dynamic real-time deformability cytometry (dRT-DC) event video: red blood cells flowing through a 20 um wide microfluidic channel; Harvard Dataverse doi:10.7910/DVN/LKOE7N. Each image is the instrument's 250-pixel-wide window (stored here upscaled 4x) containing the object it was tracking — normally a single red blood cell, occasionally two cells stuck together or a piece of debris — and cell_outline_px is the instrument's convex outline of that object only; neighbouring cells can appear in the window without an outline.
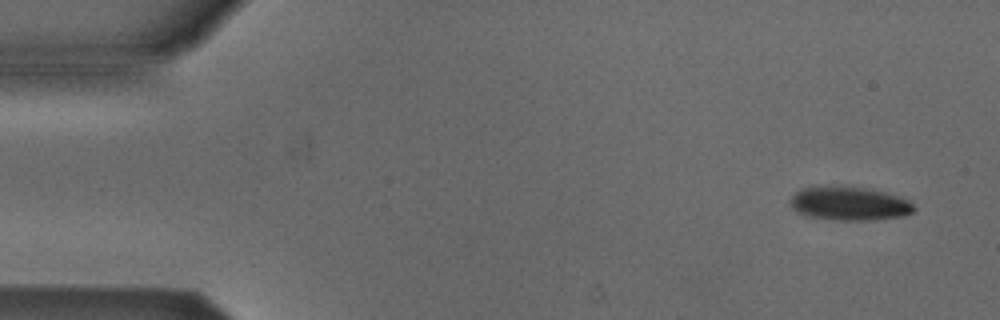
{"species": "Egyptian fruit bat (a non-hibernating species)", "species_latin": "Rousettus aegyptiacus", "temperature_condition": "cold", "stored_images_in_passage": 6, "camera_frame_rate_fps": 3000, "um_per_image_px": 0.085, "animal": {"sex": "male"}, "frame": {"image": 1, "passage_image": 1, "time_ms": 0.0, "image_size_px": [1000, 320], "cell_outline_px": [[916, 208], [912, 212], [904, 216], [876, 220], [836, 220], [812, 216], [800, 212], [792, 208], [792, 196], [800, 188], [828, 184], [872, 188], [908, 200]], "centroid_in_image_um": [72.21, 17.27], "position_along_channel_um": 12.8, "area_um2": 24.51}}
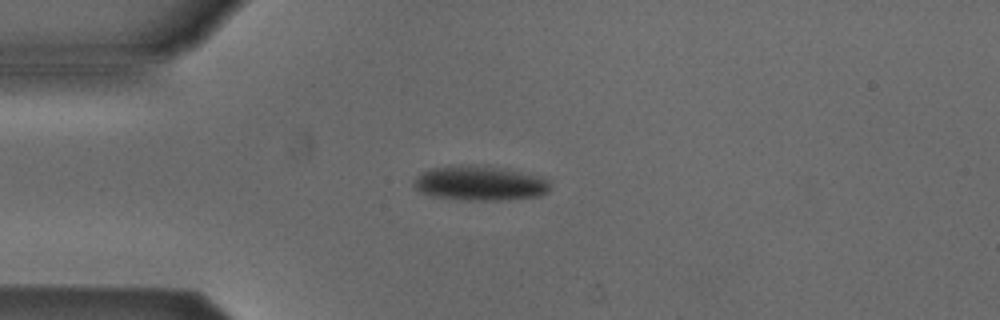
{"frame": {"image": 2, "passage_image": 3, "time_ms": 3.333, "image_size_px": [1000, 320], "cell_outline_px": [[552, 188], [548, 192], [540, 196], [500, 200], [460, 200], [432, 196], [420, 192], [412, 184], [412, 180], [420, 172], [428, 168], [460, 164], [468, 164], [504, 168], [548, 176]], "centroid_in_image_um": [40.82, 15.55], "position_along_channel_um": 44.2, "area_um2": 28.5}}
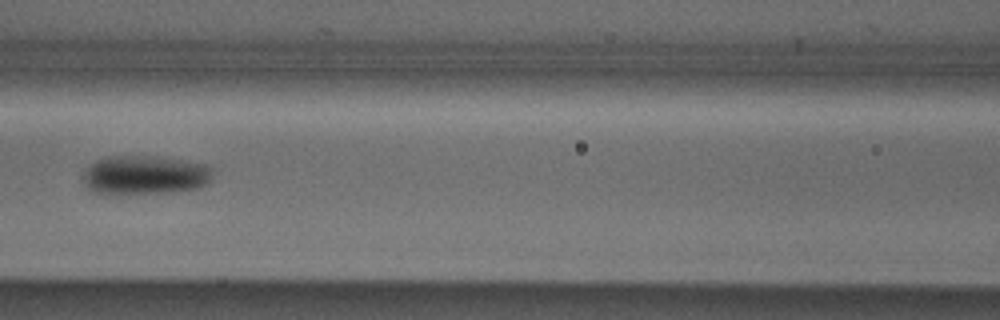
{"frame": {"image": 3, "passage_image": 6, "time_ms": 6.667, "image_size_px": [1000, 320], "cell_outline_px": [[212, 180], [208, 184], [200, 188], [172, 192], [116, 196], [108, 196], [92, 192], [84, 184], [84, 172], [96, 160], [108, 156], [160, 156], [208, 164], [212, 168]], "centroid_in_image_um": [12.33, 14.91], "position_along_channel_um": 154.3, "area_um2": 30.58}}